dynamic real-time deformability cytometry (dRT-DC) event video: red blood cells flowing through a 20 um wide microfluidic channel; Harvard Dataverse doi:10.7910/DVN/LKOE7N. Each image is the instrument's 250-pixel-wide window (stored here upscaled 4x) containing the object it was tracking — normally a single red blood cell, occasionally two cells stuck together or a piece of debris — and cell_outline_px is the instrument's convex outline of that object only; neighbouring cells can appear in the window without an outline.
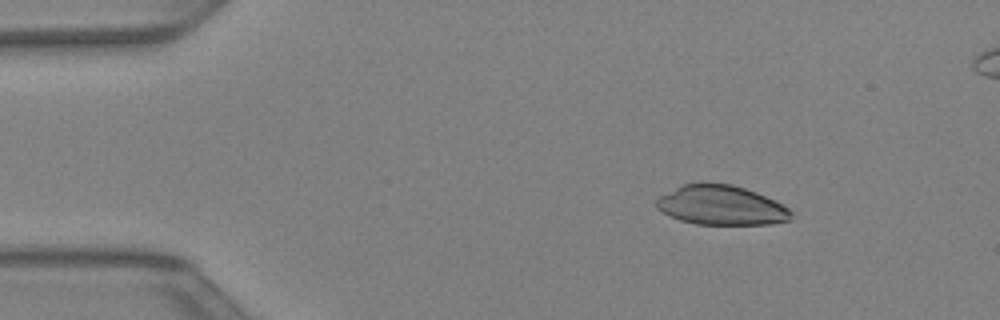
{"species": "Egyptian fruit bat (a non-hibernating species)", "species_latin": "Rousettus aegyptiacus", "temperature_condition": "warm", "stored_images_in_passage": 43, "segment_of_instrument_passage": [1, 2], "camera_frame_rate_fps": 3000, "um_per_image_px": 0.085, "animal": {"sex": "female"}, "frame": {"image": 1, "passage_image": 6, "time_ms": 1.667, "image_size_px": [1000, 320], "cell_outline_px": [[792, 212], [788, 220], [772, 224], [696, 224], [680, 220], [668, 216], [656, 208], [656, 200], [660, 196], [684, 184], [732, 184], [756, 192], [788, 208]], "centroid_in_image_um": [61.27, 17.47], "position_along_channel_um": 23.7, "area_um2": 30.46}}
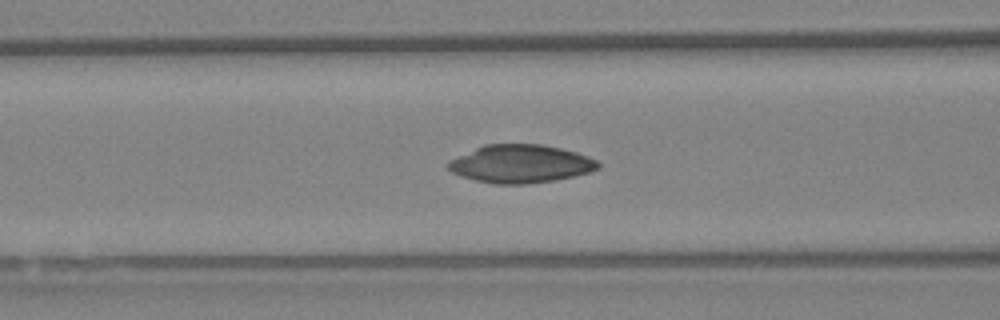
{"frame": {"image": 2, "passage_image": 17, "time_ms": 5.333, "image_size_px": [1000, 320], "cell_outline_px": [[600, 168], [588, 172], [572, 176], [552, 180], [528, 184], [496, 184], [476, 180], [460, 176], [452, 172], [444, 164], [448, 160], [484, 144], [540, 144], [560, 148], [576, 152], [588, 156], [596, 160], [600, 164]], "centroid_in_image_um": [44.21, 13.92], "position_along_channel_um": 122.4, "area_um2": 33.23}}
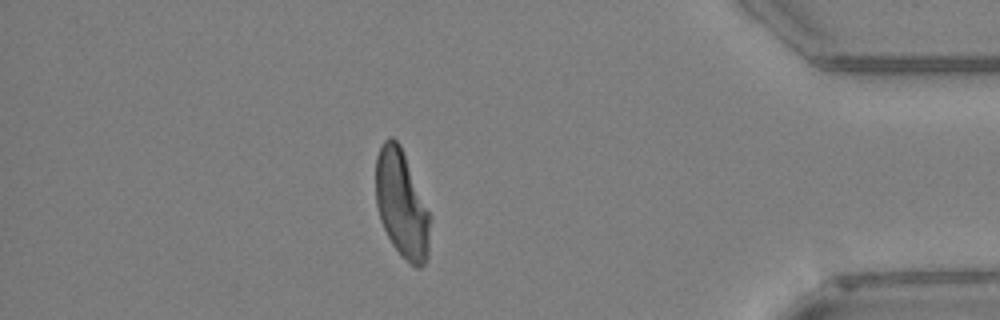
{"frame": {"image": 3, "passage_image": 37, "time_ms": 12.0, "image_size_px": [1000, 320], "cell_outline_px": [[432, 220], [428, 260], [420, 268], [416, 268], [392, 244], [380, 220], [376, 204], [376, 156], [384, 140], [388, 136], [392, 136], [400, 144]], "centroid_in_image_um": [34.16, 17.36], "position_along_channel_um": 401.0, "area_um2": 33.93}}